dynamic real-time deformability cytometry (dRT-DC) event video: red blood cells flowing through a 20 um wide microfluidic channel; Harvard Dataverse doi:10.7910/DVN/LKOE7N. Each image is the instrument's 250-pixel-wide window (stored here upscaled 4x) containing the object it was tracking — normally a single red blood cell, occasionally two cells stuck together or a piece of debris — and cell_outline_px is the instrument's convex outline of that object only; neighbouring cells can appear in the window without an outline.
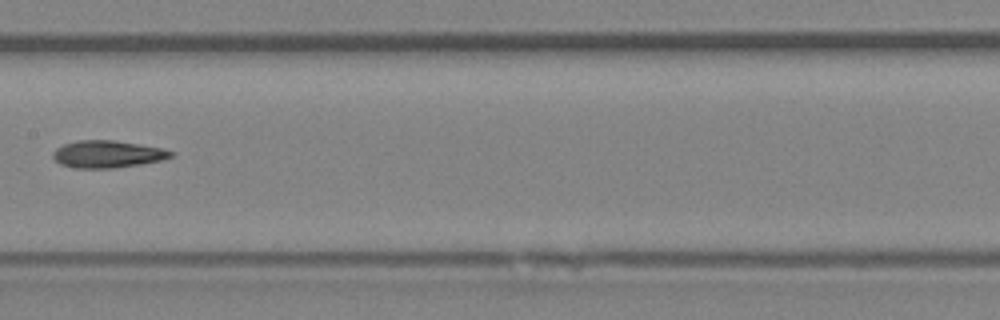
{"species": "Egyptian fruit bat (a non-hibernating species)", "species_latin": "Rousettus aegyptiacus", "temperature_condition": "room temperature", "stored_images_in_passage": 9, "camera_frame_rate_fps": 3000, "um_per_image_px": 0.085, "animal": {"sex": "female"}, "frame": {"image": 1, "passage_image": 9, "time_ms": 10.0, "image_size_px": [1000, 320], "cell_outline_px": [[176, 152], [172, 156], [160, 160], [140, 164], [112, 168], [76, 168], [60, 164], [52, 156], [52, 152], [56, 148], [64, 144], [76, 140], [112, 140], [164, 148]], "centroid_in_image_um": [9.13, 13.09], "position_along_channel_um": 198.3, "area_um2": 18.67}}